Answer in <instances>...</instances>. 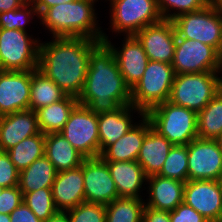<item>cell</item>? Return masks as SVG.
<instances>
[{
  "instance_id": "cell-23",
  "label": "cell",
  "mask_w": 222,
  "mask_h": 222,
  "mask_svg": "<svg viewBox=\"0 0 222 222\" xmlns=\"http://www.w3.org/2000/svg\"><path fill=\"white\" fill-rule=\"evenodd\" d=\"M114 180L119 197L142 199L147 175L137 161H105ZM145 182V183H144ZM144 184V185H143Z\"/></svg>"
},
{
  "instance_id": "cell-36",
  "label": "cell",
  "mask_w": 222,
  "mask_h": 222,
  "mask_svg": "<svg viewBox=\"0 0 222 222\" xmlns=\"http://www.w3.org/2000/svg\"><path fill=\"white\" fill-rule=\"evenodd\" d=\"M66 212L70 222H106V207L103 204L84 202Z\"/></svg>"
},
{
  "instance_id": "cell-24",
  "label": "cell",
  "mask_w": 222,
  "mask_h": 222,
  "mask_svg": "<svg viewBox=\"0 0 222 222\" xmlns=\"http://www.w3.org/2000/svg\"><path fill=\"white\" fill-rule=\"evenodd\" d=\"M173 144L151 128L142 143L137 162L147 176L160 172Z\"/></svg>"
},
{
  "instance_id": "cell-19",
  "label": "cell",
  "mask_w": 222,
  "mask_h": 222,
  "mask_svg": "<svg viewBox=\"0 0 222 222\" xmlns=\"http://www.w3.org/2000/svg\"><path fill=\"white\" fill-rule=\"evenodd\" d=\"M38 133L37 115L31 109L0 116V151L7 152L23 139Z\"/></svg>"
},
{
  "instance_id": "cell-6",
  "label": "cell",
  "mask_w": 222,
  "mask_h": 222,
  "mask_svg": "<svg viewBox=\"0 0 222 222\" xmlns=\"http://www.w3.org/2000/svg\"><path fill=\"white\" fill-rule=\"evenodd\" d=\"M175 75L171 64L149 60L143 76L131 89V105L146 114L167 101Z\"/></svg>"
},
{
  "instance_id": "cell-5",
  "label": "cell",
  "mask_w": 222,
  "mask_h": 222,
  "mask_svg": "<svg viewBox=\"0 0 222 222\" xmlns=\"http://www.w3.org/2000/svg\"><path fill=\"white\" fill-rule=\"evenodd\" d=\"M222 72L175 75L168 101L199 113L222 89Z\"/></svg>"
},
{
  "instance_id": "cell-47",
  "label": "cell",
  "mask_w": 222,
  "mask_h": 222,
  "mask_svg": "<svg viewBox=\"0 0 222 222\" xmlns=\"http://www.w3.org/2000/svg\"><path fill=\"white\" fill-rule=\"evenodd\" d=\"M219 145V148L222 150V133L215 139Z\"/></svg>"
},
{
  "instance_id": "cell-28",
  "label": "cell",
  "mask_w": 222,
  "mask_h": 222,
  "mask_svg": "<svg viewBox=\"0 0 222 222\" xmlns=\"http://www.w3.org/2000/svg\"><path fill=\"white\" fill-rule=\"evenodd\" d=\"M67 94L38 68L31 70L29 109L34 112L41 107L61 101Z\"/></svg>"
},
{
  "instance_id": "cell-40",
  "label": "cell",
  "mask_w": 222,
  "mask_h": 222,
  "mask_svg": "<svg viewBox=\"0 0 222 222\" xmlns=\"http://www.w3.org/2000/svg\"><path fill=\"white\" fill-rule=\"evenodd\" d=\"M11 222H42L39 220L32 210L24 201L16 207L10 214Z\"/></svg>"
},
{
  "instance_id": "cell-26",
  "label": "cell",
  "mask_w": 222,
  "mask_h": 222,
  "mask_svg": "<svg viewBox=\"0 0 222 222\" xmlns=\"http://www.w3.org/2000/svg\"><path fill=\"white\" fill-rule=\"evenodd\" d=\"M79 104L77 97L67 95L61 101L36 110L38 126L43 134L60 133L70 113Z\"/></svg>"
},
{
  "instance_id": "cell-4",
  "label": "cell",
  "mask_w": 222,
  "mask_h": 222,
  "mask_svg": "<svg viewBox=\"0 0 222 222\" xmlns=\"http://www.w3.org/2000/svg\"><path fill=\"white\" fill-rule=\"evenodd\" d=\"M145 116L152 128L173 145H188L198 138L197 113L168 100L151 108Z\"/></svg>"
},
{
  "instance_id": "cell-41",
  "label": "cell",
  "mask_w": 222,
  "mask_h": 222,
  "mask_svg": "<svg viewBox=\"0 0 222 222\" xmlns=\"http://www.w3.org/2000/svg\"><path fill=\"white\" fill-rule=\"evenodd\" d=\"M142 222H171L170 212L145 206Z\"/></svg>"
},
{
  "instance_id": "cell-49",
  "label": "cell",
  "mask_w": 222,
  "mask_h": 222,
  "mask_svg": "<svg viewBox=\"0 0 222 222\" xmlns=\"http://www.w3.org/2000/svg\"><path fill=\"white\" fill-rule=\"evenodd\" d=\"M3 189H4V188L0 186V194L2 193V190H3Z\"/></svg>"
},
{
  "instance_id": "cell-42",
  "label": "cell",
  "mask_w": 222,
  "mask_h": 222,
  "mask_svg": "<svg viewBox=\"0 0 222 222\" xmlns=\"http://www.w3.org/2000/svg\"><path fill=\"white\" fill-rule=\"evenodd\" d=\"M75 1L77 0H33L32 2L34 3V6L39 16L47 8H50L57 4L66 3V2L69 3Z\"/></svg>"
},
{
  "instance_id": "cell-29",
  "label": "cell",
  "mask_w": 222,
  "mask_h": 222,
  "mask_svg": "<svg viewBox=\"0 0 222 222\" xmlns=\"http://www.w3.org/2000/svg\"><path fill=\"white\" fill-rule=\"evenodd\" d=\"M197 132L198 138L211 140L222 133V89L197 113Z\"/></svg>"
},
{
  "instance_id": "cell-14",
  "label": "cell",
  "mask_w": 222,
  "mask_h": 222,
  "mask_svg": "<svg viewBox=\"0 0 222 222\" xmlns=\"http://www.w3.org/2000/svg\"><path fill=\"white\" fill-rule=\"evenodd\" d=\"M151 61L172 64L176 45V30L171 20L148 25L134 35Z\"/></svg>"
},
{
  "instance_id": "cell-33",
  "label": "cell",
  "mask_w": 222,
  "mask_h": 222,
  "mask_svg": "<svg viewBox=\"0 0 222 222\" xmlns=\"http://www.w3.org/2000/svg\"><path fill=\"white\" fill-rule=\"evenodd\" d=\"M22 194L25 204L42 222L58 212L53 201L51 188H42Z\"/></svg>"
},
{
  "instance_id": "cell-7",
  "label": "cell",
  "mask_w": 222,
  "mask_h": 222,
  "mask_svg": "<svg viewBox=\"0 0 222 222\" xmlns=\"http://www.w3.org/2000/svg\"><path fill=\"white\" fill-rule=\"evenodd\" d=\"M40 42L26 31L0 28V70L37 69Z\"/></svg>"
},
{
  "instance_id": "cell-34",
  "label": "cell",
  "mask_w": 222,
  "mask_h": 222,
  "mask_svg": "<svg viewBox=\"0 0 222 222\" xmlns=\"http://www.w3.org/2000/svg\"><path fill=\"white\" fill-rule=\"evenodd\" d=\"M157 4L163 20L172 21L182 14L206 7L210 0H157Z\"/></svg>"
},
{
  "instance_id": "cell-27",
  "label": "cell",
  "mask_w": 222,
  "mask_h": 222,
  "mask_svg": "<svg viewBox=\"0 0 222 222\" xmlns=\"http://www.w3.org/2000/svg\"><path fill=\"white\" fill-rule=\"evenodd\" d=\"M56 174L54 165L44 155L19 173L18 187L22 193L51 188Z\"/></svg>"
},
{
  "instance_id": "cell-17",
  "label": "cell",
  "mask_w": 222,
  "mask_h": 222,
  "mask_svg": "<svg viewBox=\"0 0 222 222\" xmlns=\"http://www.w3.org/2000/svg\"><path fill=\"white\" fill-rule=\"evenodd\" d=\"M103 42L113 51L124 81L132 89L143 76L149 61L142 44L134 35H130L124 36L121 48L120 46L116 48L105 32H103Z\"/></svg>"
},
{
  "instance_id": "cell-2",
  "label": "cell",
  "mask_w": 222,
  "mask_h": 222,
  "mask_svg": "<svg viewBox=\"0 0 222 222\" xmlns=\"http://www.w3.org/2000/svg\"><path fill=\"white\" fill-rule=\"evenodd\" d=\"M77 99L96 114L131 105V89L124 81L113 51L103 41L90 53L84 87Z\"/></svg>"
},
{
  "instance_id": "cell-35",
  "label": "cell",
  "mask_w": 222,
  "mask_h": 222,
  "mask_svg": "<svg viewBox=\"0 0 222 222\" xmlns=\"http://www.w3.org/2000/svg\"><path fill=\"white\" fill-rule=\"evenodd\" d=\"M38 16L33 2H26L20 8L0 13V28L28 31L26 24Z\"/></svg>"
},
{
  "instance_id": "cell-15",
  "label": "cell",
  "mask_w": 222,
  "mask_h": 222,
  "mask_svg": "<svg viewBox=\"0 0 222 222\" xmlns=\"http://www.w3.org/2000/svg\"><path fill=\"white\" fill-rule=\"evenodd\" d=\"M183 202L207 220H221L222 184L219 180H187Z\"/></svg>"
},
{
  "instance_id": "cell-43",
  "label": "cell",
  "mask_w": 222,
  "mask_h": 222,
  "mask_svg": "<svg viewBox=\"0 0 222 222\" xmlns=\"http://www.w3.org/2000/svg\"><path fill=\"white\" fill-rule=\"evenodd\" d=\"M26 0H0V13L20 8Z\"/></svg>"
},
{
  "instance_id": "cell-32",
  "label": "cell",
  "mask_w": 222,
  "mask_h": 222,
  "mask_svg": "<svg viewBox=\"0 0 222 222\" xmlns=\"http://www.w3.org/2000/svg\"><path fill=\"white\" fill-rule=\"evenodd\" d=\"M187 160L188 145H173L157 175L186 182L188 180Z\"/></svg>"
},
{
  "instance_id": "cell-3",
  "label": "cell",
  "mask_w": 222,
  "mask_h": 222,
  "mask_svg": "<svg viewBox=\"0 0 222 222\" xmlns=\"http://www.w3.org/2000/svg\"><path fill=\"white\" fill-rule=\"evenodd\" d=\"M97 1L77 0L57 4L45 9L37 18L52 37H84L102 42L104 31L98 25L94 5Z\"/></svg>"
},
{
  "instance_id": "cell-48",
  "label": "cell",
  "mask_w": 222,
  "mask_h": 222,
  "mask_svg": "<svg viewBox=\"0 0 222 222\" xmlns=\"http://www.w3.org/2000/svg\"><path fill=\"white\" fill-rule=\"evenodd\" d=\"M207 222H222V220H208Z\"/></svg>"
},
{
  "instance_id": "cell-45",
  "label": "cell",
  "mask_w": 222,
  "mask_h": 222,
  "mask_svg": "<svg viewBox=\"0 0 222 222\" xmlns=\"http://www.w3.org/2000/svg\"><path fill=\"white\" fill-rule=\"evenodd\" d=\"M210 4L222 15V0H210Z\"/></svg>"
},
{
  "instance_id": "cell-13",
  "label": "cell",
  "mask_w": 222,
  "mask_h": 222,
  "mask_svg": "<svg viewBox=\"0 0 222 222\" xmlns=\"http://www.w3.org/2000/svg\"><path fill=\"white\" fill-rule=\"evenodd\" d=\"M83 179L85 202L107 205L119 198L108 165L101 157L83 160Z\"/></svg>"
},
{
  "instance_id": "cell-30",
  "label": "cell",
  "mask_w": 222,
  "mask_h": 222,
  "mask_svg": "<svg viewBox=\"0 0 222 222\" xmlns=\"http://www.w3.org/2000/svg\"><path fill=\"white\" fill-rule=\"evenodd\" d=\"M11 162L19 172L45 155V134L42 132L27 137L7 151Z\"/></svg>"
},
{
  "instance_id": "cell-31",
  "label": "cell",
  "mask_w": 222,
  "mask_h": 222,
  "mask_svg": "<svg viewBox=\"0 0 222 222\" xmlns=\"http://www.w3.org/2000/svg\"><path fill=\"white\" fill-rule=\"evenodd\" d=\"M145 199L119 197L106 207V222H142Z\"/></svg>"
},
{
  "instance_id": "cell-25",
  "label": "cell",
  "mask_w": 222,
  "mask_h": 222,
  "mask_svg": "<svg viewBox=\"0 0 222 222\" xmlns=\"http://www.w3.org/2000/svg\"><path fill=\"white\" fill-rule=\"evenodd\" d=\"M45 156L57 172L76 168L85 159L61 133L45 135Z\"/></svg>"
},
{
  "instance_id": "cell-20",
  "label": "cell",
  "mask_w": 222,
  "mask_h": 222,
  "mask_svg": "<svg viewBox=\"0 0 222 222\" xmlns=\"http://www.w3.org/2000/svg\"><path fill=\"white\" fill-rule=\"evenodd\" d=\"M133 112H137L140 119L145 115L140 109L132 105H124L116 111L98 114L100 155L137 123H134V119H132Z\"/></svg>"
},
{
  "instance_id": "cell-10",
  "label": "cell",
  "mask_w": 222,
  "mask_h": 222,
  "mask_svg": "<svg viewBox=\"0 0 222 222\" xmlns=\"http://www.w3.org/2000/svg\"><path fill=\"white\" fill-rule=\"evenodd\" d=\"M171 65L176 75L222 72V56L212 46L177 35Z\"/></svg>"
},
{
  "instance_id": "cell-22",
  "label": "cell",
  "mask_w": 222,
  "mask_h": 222,
  "mask_svg": "<svg viewBox=\"0 0 222 222\" xmlns=\"http://www.w3.org/2000/svg\"><path fill=\"white\" fill-rule=\"evenodd\" d=\"M139 122V123H138ZM125 135L108 146L100 155L104 161H136L143 140L152 128L151 121L144 115Z\"/></svg>"
},
{
  "instance_id": "cell-18",
  "label": "cell",
  "mask_w": 222,
  "mask_h": 222,
  "mask_svg": "<svg viewBox=\"0 0 222 222\" xmlns=\"http://www.w3.org/2000/svg\"><path fill=\"white\" fill-rule=\"evenodd\" d=\"M51 189L58 211L66 212L84 203L83 162L71 170L57 172Z\"/></svg>"
},
{
  "instance_id": "cell-38",
  "label": "cell",
  "mask_w": 222,
  "mask_h": 222,
  "mask_svg": "<svg viewBox=\"0 0 222 222\" xmlns=\"http://www.w3.org/2000/svg\"><path fill=\"white\" fill-rule=\"evenodd\" d=\"M22 201L23 194L18 186L4 188L0 194V213L9 215Z\"/></svg>"
},
{
  "instance_id": "cell-1",
  "label": "cell",
  "mask_w": 222,
  "mask_h": 222,
  "mask_svg": "<svg viewBox=\"0 0 222 222\" xmlns=\"http://www.w3.org/2000/svg\"><path fill=\"white\" fill-rule=\"evenodd\" d=\"M100 42L84 37L41 41L38 69L67 95L78 98L84 87L90 53Z\"/></svg>"
},
{
  "instance_id": "cell-39",
  "label": "cell",
  "mask_w": 222,
  "mask_h": 222,
  "mask_svg": "<svg viewBox=\"0 0 222 222\" xmlns=\"http://www.w3.org/2000/svg\"><path fill=\"white\" fill-rule=\"evenodd\" d=\"M171 222H207L208 220L199 214L191 206L184 202L179 204L173 211H170Z\"/></svg>"
},
{
  "instance_id": "cell-9",
  "label": "cell",
  "mask_w": 222,
  "mask_h": 222,
  "mask_svg": "<svg viewBox=\"0 0 222 222\" xmlns=\"http://www.w3.org/2000/svg\"><path fill=\"white\" fill-rule=\"evenodd\" d=\"M172 21L180 38L198 40L212 46L222 56V15L211 4Z\"/></svg>"
},
{
  "instance_id": "cell-21",
  "label": "cell",
  "mask_w": 222,
  "mask_h": 222,
  "mask_svg": "<svg viewBox=\"0 0 222 222\" xmlns=\"http://www.w3.org/2000/svg\"><path fill=\"white\" fill-rule=\"evenodd\" d=\"M146 183L149 196L145 206L170 212L183 203L185 182L155 174L148 176Z\"/></svg>"
},
{
  "instance_id": "cell-12",
  "label": "cell",
  "mask_w": 222,
  "mask_h": 222,
  "mask_svg": "<svg viewBox=\"0 0 222 222\" xmlns=\"http://www.w3.org/2000/svg\"><path fill=\"white\" fill-rule=\"evenodd\" d=\"M188 180H220L222 150L216 140L196 138L188 144Z\"/></svg>"
},
{
  "instance_id": "cell-37",
  "label": "cell",
  "mask_w": 222,
  "mask_h": 222,
  "mask_svg": "<svg viewBox=\"0 0 222 222\" xmlns=\"http://www.w3.org/2000/svg\"><path fill=\"white\" fill-rule=\"evenodd\" d=\"M19 173L7 152L0 151V186L3 188L18 186Z\"/></svg>"
},
{
  "instance_id": "cell-11",
  "label": "cell",
  "mask_w": 222,
  "mask_h": 222,
  "mask_svg": "<svg viewBox=\"0 0 222 222\" xmlns=\"http://www.w3.org/2000/svg\"><path fill=\"white\" fill-rule=\"evenodd\" d=\"M85 158L100 157L98 114L78 104L60 132Z\"/></svg>"
},
{
  "instance_id": "cell-44",
  "label": "cell",
  "mask_w": 222,
  "mask_h": 222,
  "mask_svg": "<svg viewBox=\"0 0 222 222\" xmlns=\"http://www.w3.org/2000/svg\"><path fill=\"white\" fill-rule=\"evenodd\" d=\"M43 222H70L67 212L58 211Z\"/></svg>"
},
{
  "instance_id": "cell-8",
  "label": "cell",
  "mask_w": 222,
  "mask_h": 222,
  "mask_svg": "<svg viewBox=\"0 0 222 222\" xmlns=\"http://www.w3.org/2000/svg\"><path fill=\"white\" fill-rule=\"evenodd\" d=\"M110 1L111 31L124 36L135 35L148 25L163 20L157 0H108Z\"/></svg>"
},
{
  "instance_id": "cell-46",
  "label": "cell",
  "mask_w": 222,
  "mask_h": 222,
  "mask_svg": "<svg viewBox=\"0 0 222 222\" xmlns=\"http://www.w3.org/2000/svg\"><path fill=\"white\" fill-rule=\"evenodd\" d=\"M0 222H11L10 215L0 213Z\"/></svg>"
},
{
  "instance_id": "cell-16",
  "label": "cell",
  "mask_w": 222,
  "mask_h": 222,
  "mask_svg": "<svg viewBox=\"0 0 222 222\" xmlns=\"http://www.w3.org/2000/svg\"><path fill=\"white\" fill-rule=\"evenodd\" d=\"M31 70H0V116L29 109Z\"/></svg>"
}]
</instances>
